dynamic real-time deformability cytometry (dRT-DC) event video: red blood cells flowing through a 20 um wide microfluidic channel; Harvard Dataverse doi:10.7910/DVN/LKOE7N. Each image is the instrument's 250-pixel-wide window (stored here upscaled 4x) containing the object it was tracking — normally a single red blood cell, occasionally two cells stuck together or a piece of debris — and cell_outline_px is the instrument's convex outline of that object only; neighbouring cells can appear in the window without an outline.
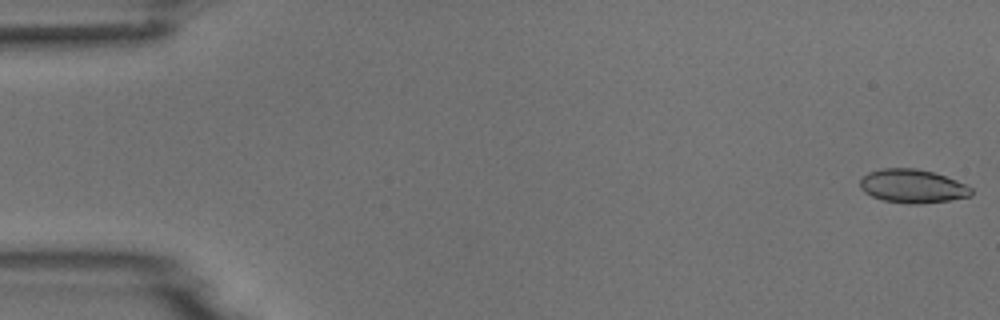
{"species": "common noctule bat (a hibernating species)", "species_latin": "Nyctalus noctula", "temperature_condition": "room temperature", "stored_images_in_passage": 6, "camera_frame_rate_fps": 3000, "um_per_image_px": 0.085, "animal": {"sex": "male", "body_mass_g": 18.8}, "frame": {"image": 1, "passage_image": 1, "time_ms": 0.0, "image_size_px": [1000, 320], "cell_outline_px": [[972, 196], [948, 200], [916, 204], [908, 204], [884, 200], [872, 196], [864, 192], [860, 188], [860, 176], [868, 172], [884, 168], [916, 168], [932, 172], [956, 180], [972, 188]], "centroid_in_image_um": [77.53, 15.82], "position_along_channel_um": 7.5, "area_um2": 21.73}}
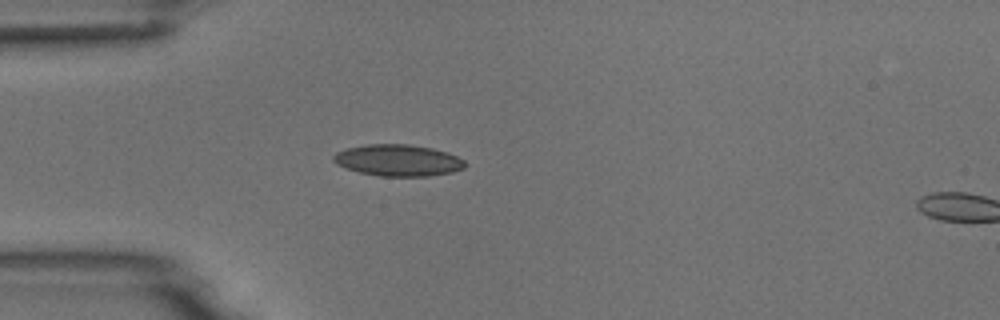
{"frame": {"image": 2, "passage_image": 5, "time_ms": 4.667, "image_size_px": [1000, 320], "cell_outline_px": [[468, 164], [464, 168], [452, 172], [428, 176], [380, 176], [360, 172], [336, 164], [332, 160], [332, 156], [336, 152], [348, 148], [368, 144], [408, 144], [432, 148], [448, 152], [464, 160]], "centroid_in_image_um": [33.86, 13.62], "position_along_channel_um": 51.1, "area_um2": 24.16}}